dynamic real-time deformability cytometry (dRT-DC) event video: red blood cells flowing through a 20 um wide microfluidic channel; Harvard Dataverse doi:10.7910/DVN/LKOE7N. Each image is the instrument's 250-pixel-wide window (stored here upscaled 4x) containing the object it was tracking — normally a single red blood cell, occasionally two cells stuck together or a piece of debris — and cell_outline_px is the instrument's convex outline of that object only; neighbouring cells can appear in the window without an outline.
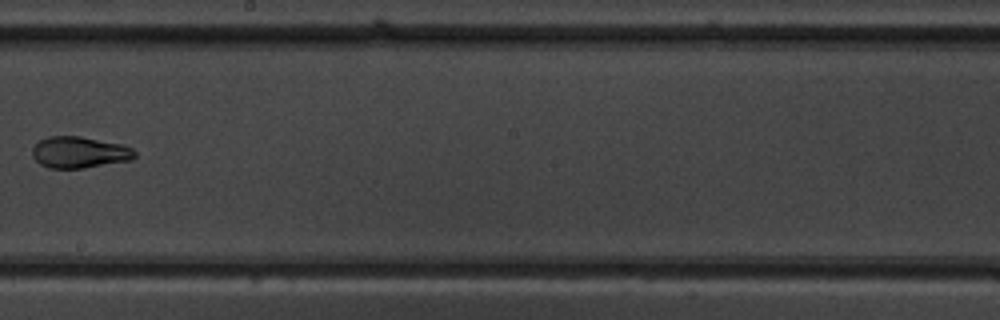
{"species": "common noctule bat (a hibernating species)", "species_latin": "Nyctalus noctula", "temperature_condition": "warm", "stored_images_in_passage": 9, "camera_frame_rate_fps": 3000, "um_per_image_px": 0.085, "animal": {"sex": "male", "body_mass_g": 19.5, "forearm_length_mm": 54.6}, "frame": {"image": 1, "passage_image": 8, "time_ms": 9.0, "image_size_px": [1000, 320], "cell_outline_px": [[136, 156], [132, 160], [84, 168], [48, 168], [40, 164], [32, 156], [32, 148], [40, 140], [48, 136], [80, 136], [120, 144], [132, 148], [136, 152]], "centroid_in_image_um": [6.74, 12.95], "position_along_channel_um": 241.5, "area_um2": 18.79}}
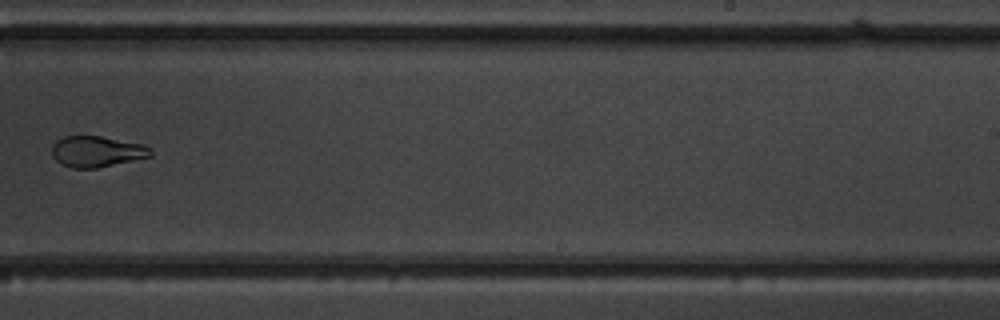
{"frame": {"image": 2, "passage_image": 9, "time_ms": 10.0, "image_size_px": [1000, 320], "cell_outline_px": [[152, 156], [96, 168], [72, 168], [60, 164], [52, 156], [52, 144], [56, 140], [64, 136], [100, 136], [144, 144], [152, 148]], "centroid_in_image_um": [8.21, 12.87], "position_along_channel_um": 280.8, "area_um2": 17.92}}